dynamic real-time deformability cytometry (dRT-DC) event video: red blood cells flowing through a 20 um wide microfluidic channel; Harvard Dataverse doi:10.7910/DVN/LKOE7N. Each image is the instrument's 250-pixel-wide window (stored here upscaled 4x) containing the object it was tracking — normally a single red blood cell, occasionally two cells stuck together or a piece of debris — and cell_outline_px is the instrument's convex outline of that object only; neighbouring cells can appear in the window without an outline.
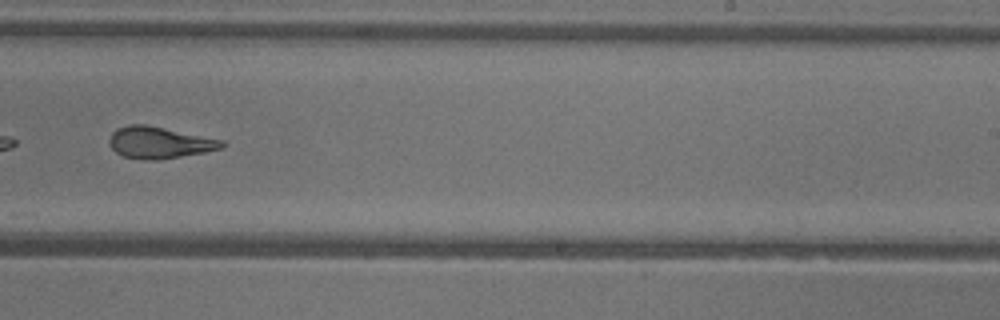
{"species": "common noctule bat (a hibernating species)", "species_latin": "Nyctalus noctula", "temperature_condition": "warm", "stored_images_in_passage": 34, "camera_frame_rate_fps": 3000, "um_per_image_px": 0.085, "animal": {"sex": "female"}, "frame": {"image": 1, "passage_image": 29, "time_ms": 9.333, "image_size_px": [1000, 320], "cell_outline_px": [[228, 144], [220, 148], [204, 152], [156, 160], [144, 160], [124, 156], [116, 152], [108, 144], [108, 140], [112, 132], [116, 128], [128, 124], [144, 124], [224, 140]], "centroid_in_image_um": [13.52, 12.11], "position_along_channel_um": 275.5, "area_um2": 20.69}}